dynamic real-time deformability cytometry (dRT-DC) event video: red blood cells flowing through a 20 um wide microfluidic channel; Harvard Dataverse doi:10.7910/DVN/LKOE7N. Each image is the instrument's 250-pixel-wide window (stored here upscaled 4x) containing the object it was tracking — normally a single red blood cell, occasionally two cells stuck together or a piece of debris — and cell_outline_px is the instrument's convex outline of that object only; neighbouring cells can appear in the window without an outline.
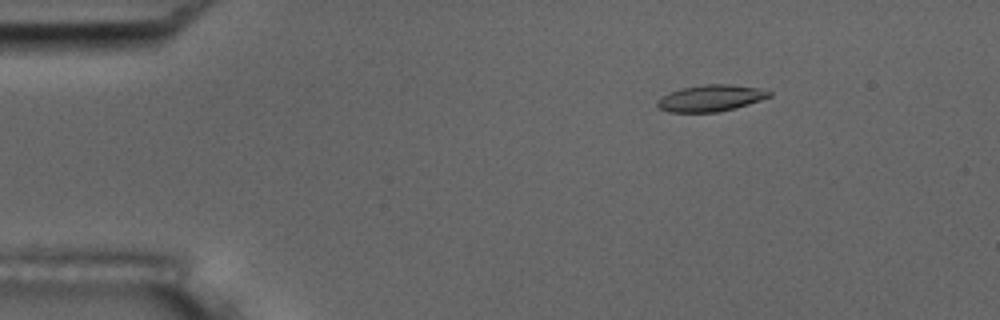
{"species": "common noctule bat (a hibernating species)", "species_latin": "Nyctalus noctula", "temperature_condition": "room temperature", "stored_images_in_passage": 5, "camera_frame_rate_fps": 3000, "um_per_image_px": 0.085, "animal": {"sex": "male", "body_mass_g": 17.5, "forearm_length_mm": 52.3}, "frame": {"image": 1, "passage_image": 3, "time_ms": 0.667, "image_size_px": [1000, 320], "cell_outline_px": [[772, 96], [748, 104], [716, 112], [668, 112], [656, 108], [656, 100], [660, 96], [680, 88], [704, 84], [728, 84], [756, 88], [772, 92]], "centroid_in_image_um": [60.32, 8.34], "position_along_channel_um": 24.7, "area_um2": 17.28}}